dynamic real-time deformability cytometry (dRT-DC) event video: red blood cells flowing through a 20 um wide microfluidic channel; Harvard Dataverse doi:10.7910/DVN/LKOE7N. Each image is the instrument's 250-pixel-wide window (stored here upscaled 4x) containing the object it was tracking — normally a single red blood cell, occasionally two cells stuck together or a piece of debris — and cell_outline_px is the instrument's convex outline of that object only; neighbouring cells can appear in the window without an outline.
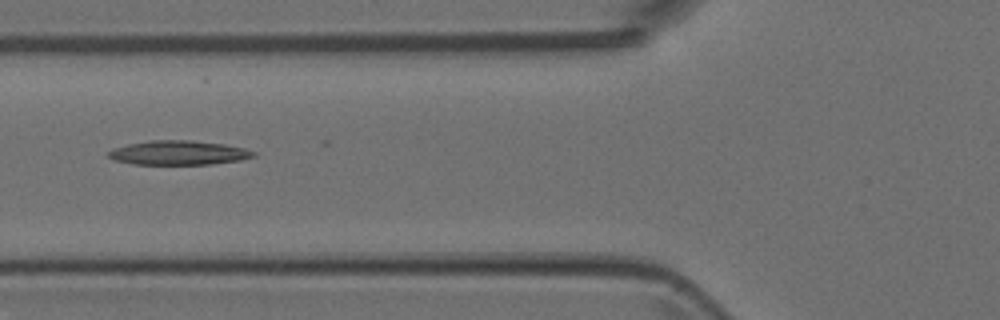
{"species": "Egyptian fruit bat (a non-hibernating species)", "species_latin": "Rousettus aegyptiacus", "temperature_condition": "room temperature", "stored_images_in_passage": 7, "camera_frame_rate_fps": 3000, "um_per_image_px": 0.085, "animal": {"sex": "female"}, "frame": {"image": 1, "passage_image": 7, "time_ms": 2.0, "image_size_px": [1000, 320], "cell_outline_px": [[256, 156], [240, 160], [212, 164], [132, 164], [116, 160], [108, 156], [108, 152], [112, 148], [128, 144], [148, 140], [192, 140], [224, 144], [244, 148], [256, 152]], "centroid_in_image_um": [15.18, 12.98], "position_along_channel_um": 110.6, "area_um2": 20.52}}